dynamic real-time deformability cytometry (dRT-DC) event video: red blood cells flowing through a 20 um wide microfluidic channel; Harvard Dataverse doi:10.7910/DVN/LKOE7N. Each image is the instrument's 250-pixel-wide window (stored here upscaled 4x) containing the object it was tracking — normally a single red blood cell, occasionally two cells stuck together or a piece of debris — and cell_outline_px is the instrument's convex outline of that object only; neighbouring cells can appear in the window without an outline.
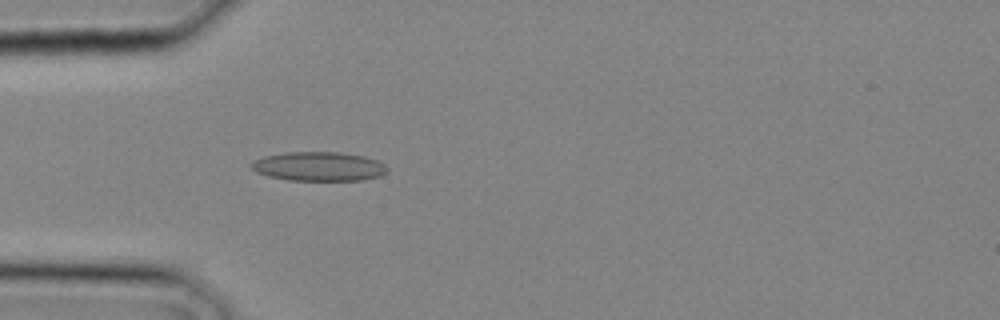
{"species": "common noctule bat (a hibernating species)", "species_latin": "Nyctalus noctula", "temperature_condition": "cold", "stored_images_in_passage": 8, "camera_frame_rate_fps": 3000, "um_per_image_px": 0.085, "animal": {"sex": "male", "body_mass_g": 20.4}, "frame": {"image": 1, "passage_image": 6, "time_ms": 1.667, "image_size_px": [1000, 320], "cell_outline_px": [[388, 172], [380, 176], [360, 180], [288, 180], [268, 176], [256, 172], [248, 164], [252, 160], [264, 156], [284, 152], [340, 152], [364, 156], [376, 160], [384, 164], [388, 168]], "centroid_in_image_um": [27.07, 14.14], "position_along_channel_um": 57.9, "area_um2": 23.24}}
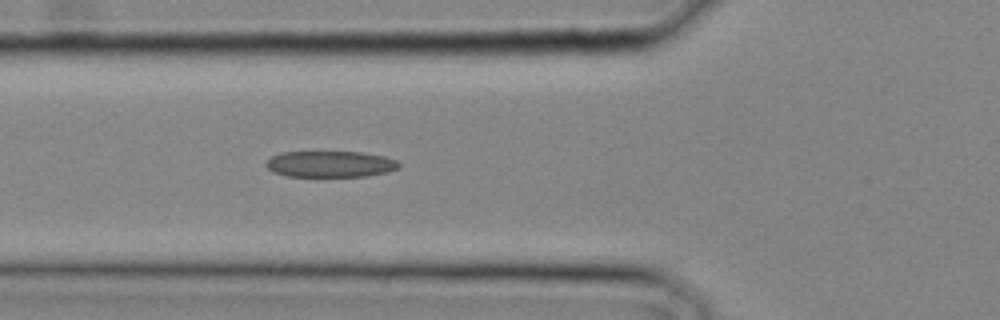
{"frame": {"image": 2, "passage_image": 8, "time_ms": 2.333, "image_size_px": [1000, 320], "cell_outline_px": [[400, 168], [388, 172], [364, 176], [288, 176], [272, 172], [264, 164], [272, 156], [280, 152], [360, 152], [384, 156], [396, 160], [400, 164]], "centroid_in_image_um": [28.07, 13.94], "position_along_channel_um": 97.7, "area_um2": 20.29}}